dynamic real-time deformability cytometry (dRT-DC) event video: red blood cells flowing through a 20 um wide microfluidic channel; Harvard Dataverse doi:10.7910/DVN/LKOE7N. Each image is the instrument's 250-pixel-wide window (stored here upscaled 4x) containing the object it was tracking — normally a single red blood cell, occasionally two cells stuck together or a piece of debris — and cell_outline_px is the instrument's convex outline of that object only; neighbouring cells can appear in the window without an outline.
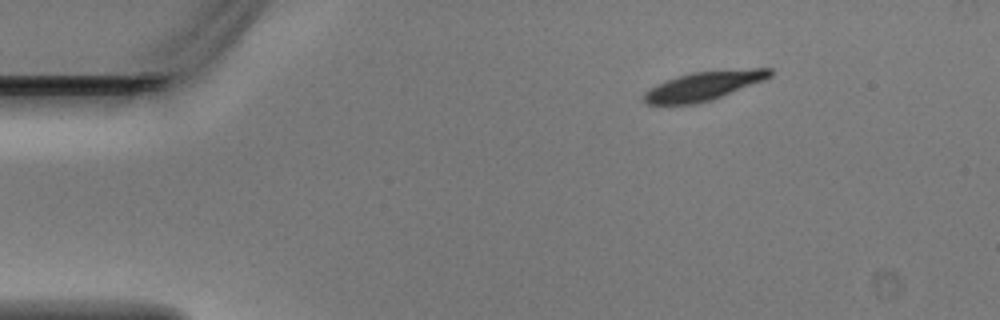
{"species": "Egyptian fruit bat (a non-hibernating species)", "species_latin": "Rousettus aegyptiacus", "temperature_condition": "warm", "stored_images_in_passage": 3, "camera_frame_rate_fps": 3000, "um_per_image_px": 0.085, "animal": {"sex": "male"}, "frame": {"image": 1, "passage_image": 1, "time_ms": 0.0, "image_size_px": [1000, 320], "cell_outline_px": [[772, 76], [764, 80], [712, 100], [696, 104], [648, 104], [644, 100], [644, 92], [648, 88], [664, 80], [692, 72], [752, 68], [772, 68]], "centroid_in_image_um": [59.82, 7.29], "position_along_channel_um": 25.2, "area_um2": 21.27}}